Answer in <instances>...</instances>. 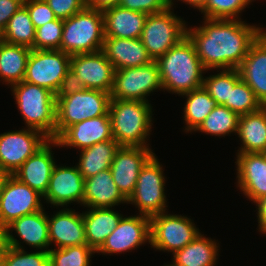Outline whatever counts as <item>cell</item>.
<instances>
[{
	"label": "cell",
	"instance_id": "41",
	"mask_svg": "<svg viewBox=\"0 0 266 266\" xmlns=\"http://www.w3.org/2000/svg\"><path fill=\"white\" fill-rule=\"evenodd\" d=\"M23 5L27 8L36 29L56 19L45 0H24Z\"/></svg>",
	"mask_w": 266,
	"mask_h": 266
},
{
	"label": "cell",
	"instance_id": "48",
	"mask_svg": "<svg viewBox=\"0 0 266 266\" xmlns=\"http://www.w3.org/2000/svg\"><path fill=\"white\" fill-rule=\"evenodd\" d=\"M175 0H171V7H173ZM179 1V0H178ZM183 1L185 4H188L194 9H198L200 12L205 8L206 4L208 3V0H180Z\"/></svg>",
	"mask_w": 266,
	"mask_h": 266
},
{
	"label": "cell",
	"instance_id": "35",
	"mask_svg": "<svg viewBox=\"0 0 266 266\" xmlns=\"http://www.w3.org/2000/svg\"><path fill=\"white\" fill-rule=\"evenodd\" d=\"M6 243L2 266H49L48 252H26L13 234H6Z\"/></svg>",
	"mask_w": 266,
	"mask_h": 266
},
{
	"label": "cell",
	"instance_id": "42",
	"mask_svg": "<svg viewBox=\"0 0 266 266\" xmlns=\"http://www.w3.org/2000/svg\"><path fill=\"white\" fill-rule=\"evenodd\" d=\"M119 5L132 11L154 14L171 7V0H121Z\"/></svg>",
	"mask_w": 266,
	"mask_h": 266
},
{
	"label": "cell",
	"instance_id": "26",
	"mask_svg": "<svg viewBox=\"0 0 266 266\" xmlns=\"http://www.w3.org/2000/svg\"><path fill=\"white\" fill-rule=\"evenodd\" d=\"M13 230L23 243L36 248L34 250H50L48 218L44 209L13 220L6 226V234H12Z\"/></svg>",
	"mask_w": 266,
	"mask_h": 266
},
{
	"label": "cell",
	"instance_id": "36",
	"mask_svg": "<svg viewBox=\"0 0 266 266\" xmlns=\"http://www.w3.org/2000/svg\"><path fill=\"white\" fill-rule=\"evenodd\" d=\"M240 78L238 69H221L219 73L205 77L202 86L217 105L230 109V87H234Z\"/></svg>",
	"mask_w": 266,
	"mask_h": 266
},
{
	"label": "cell",
	"instance_id": "27",
	"mask_svg": "<svg viewBox=\"0 0 266 266\" xmlns=\"http://www.w3.org/2000/svg\"><path fill=\"white\" fill-rule=\"evenodd\" d=\"M83 212L87 245L97 251L117 227L123 215L109 208H89Z\"/></svg>",
	"mask_w": 266,
	"mask_h": 266
},
{
	"label": "cell",
	"instance_id": "43",
	"mask_svg": "<svg viewBox=\"0 0 266 266\" xmlns=\"http://www.w3.org/2000/svg\"><path fill=\"white\" fill-rule=\"evenodd\" d=\"M57 19H68L83 10L85 0H45Z\"/></svg>",
	"mask_w": 266,
	"mask_h": 266
},
{
	"label": "cell",
	"instance_id": "15",
	"mask_svg": "<svg viewBox=\"0 0 266 266\" xmlns=\"http://www.w3.org/2000/svg\"><path fill=\"white\" fill-rule=\"evenodd\" d=\"M151 148L120 146L115 153L110 171L113 181L128 200L134 193L139 172L155 154Z\"/></svg>",
	"mask_w": 266,
	"mask_h": 266
},
{
	"label": "cell",
	"instance_id": "49",
	"mask_svg": "<svg viewBox=\"0 0 266 266\" xmlns=\"http://www.w3.org/2000/svg\"><path fill=\"white\" fill-rule=\"evenodd\" d=\"M6 246V227L0 225V252H4Z\"/></svg>",
	"mask_w": 266,
	"mask_h": 266
},
{
	"label": "cell",
	"instance_id": "4",
	"mask_svg": "<svg viewBox=\"0 0 266 266\" xmlns=\"http://www.w3.org/2000/svg\"><path fill=\"white\" fill-rule=\"evenodd\" d=\"M10 87L26 128L39 130L49 139H55V94L44 87L26 81Z\"/></svg>",
	"mask_w": 266,
	"mask_h": 266
},
{
	"label": "cell",
	"instance_id": "5",
	"mask_svg": "<svg viewBox=\"0 0 266 266\" xmlns=\"http://www.w3.org/2000/svg\"><path fill=\"white\" fill-rule=\"evenodd\" d=\"M105 39L103 12L85 7L63 20L60 50L72 56L103 49Z\"/></svg>",
	"mask_w": 266,
	"mask_h": 266
},
{
	"label": "cell",
	"instance_id": "13",
	"mask_svg": "<svg viewBox=\"0 0 266 266\" xmlns=\"http://www.w3.org/2000/svg\"><path fill=\"white\" fill-rule=\"evenodd\" d=\"M49 138L41 131L24 128L0 134V163L12 175Z\"/></svg>",
	"mask_w": 266,
	"mask_h": 266
},
{
	"label": "cell",
	"instance_id": "6",
	"mask_svg": "<svg viewBox=\"0 0 266 266\" xmlns=\"http://www.w3.org/2000/svg\"><path fill=\"white\" fill-rule=\"evenodd\" d=\"M110 93L84 89L56 100L55 139L69 126L98 116L109 115Z\"/></svg>",
	"mask_w": 266,
	"mask_h": 266
},
{
	"label": "cell",
	"instance_id": "20",
	"mask_svg": "<svg viewBox=\"0 0 266 266\" xmlns=\"http://www.w3.org/2000/svg\"><path fill=\"white\" fill-rule=\"evenodd\" d=\"M237 187L253 203L266 195V153H237Z\"/></svg>",
	"mask_w": 266,
	"mask_h": 266
},
{
	"label": "cell",
	"instance_id": "8",
	"mask_svg": "<svg viewBox=\"0 0 266 266\" xmlns=\"http://www.w3.org/2000/svg\"><path fill=\"white\" fill-rule=\"evenodd\" d=\"M154 154L142 167L134 193L127 200L140 214L151 217L166 212L165 176L163 166Z\"/></svg>",
	"mask_w": 266,
	"mask_h": 266
},
{
	"label": "cell",
	"instance_id": "32",
	"mask_svg": "<svg viewBox=\"0 0 266 266\" xmlns=\"http://www.w3.org/2000/svg\"><path fill=\"white\" fill-rule=\"evenodd\" d=\"M181 96L187 98L183 111V120H185L186 123L185 132H193L217 104L203 86Z\"/></svg>",
	"mask_w": 266,
	"mask_h": 266
},
{
	"label": "cell",
	"instance_id": "40",
	"mask_svg": "<svg viewBox=\"0 0 266 266\" xmlns=\"http://www.w3.org/2000/svg\"><path fill=\"white\" fill-rule=\"evenodd\" d=\"M63 33V20L55 19L38 27L35 32V50H60Z\"/></svg>",
	"mask_w": 266,
	"mask_h": 266
},
{
	"label": "cell",
	"instance_id": "21",
	"mask_svg": "<svg viewBox=\"0 0 266 266\" xmlns=\"http://www.w3.org/2000/svg\"><path fill=\"white\" fill-rule=\"evenodd\" d=\"M48 218L50 245L66 248L75 245H87L85 224L82 213L63 208Z\"/></svg>",
	"mask_w": 266,
	"mask_h": 266
},
{
	"label": "cell",
	"instance_id": "51",
	"mask_svg": "<svg viewBox=\"0 0 266 266\" xmlns=\"http://www.w3.org/2000/svg\"><path fill=\"white\" fill-rule=\"evenodd\" d=\"M3 255H4V252H0V266H2Z\"/></svg>",
	"mask_w": 266,
	"mask_h": 266
},
{
	"label": "cell",
	"instance_id": "12",
	"mask_svg": "<svg viewBox=\"0 0 266 266\" xmlns=\"http://www.w3.org/2000/svg\"><path fill=\"white\" fill-rule=\"evenodd\" d=\"M43 195L9 175L0 188V225L6 227L13 220L43 210Z\"/></svg>",
	"mask_w": 266,
	"mask_h": 266
},
{
	"label": "cell",
	"instance_id": "37",
	"mask_svg": "<svg viewBox=\"0 0 266 266\" xmlns=\"http://www.w3.org/2000/svg\"><path fill=\"white\" fill-rule=\"evenodd\" d=\"M49 266H91V256L96 253L88 245H75L66 248L50 249Z\"/></svg>",
	"mask_w": 266,
	"mask_h": 266
},
{
	"label": "cell",
	"instance_id": "9",
	"mask_svg": "<svg viewBox=\"0 0 266 266\" xmlns=\"http://www.w3.org/2000/svg\"><path fill=\"white\" fill-rule=\"evenodd\" d=\"M151 248L174 253L199 234V228L187 216L163 212L150 217Z\"/></svg>",
	"mask_w": 266,
	"mask_h": 266
},
{
	"label": "cell",
	"instance_id": "38",
	"mask_svg": "<svg viewBox=\"0 0 266 266\" xmlns=\"http://www.w3.org/2000/svg\"><path fill=\"white\" fill-rule=\"evenodd\" d=\"M262 107L253 90L241 78L230 87V110L234 113L241 116L257 112Z\"/></svg>",
	"mask_w": 266,
	"mask_h": 266
},
{
	"label": "cell",
	"instance_id": "24",
	"mask_svg": "<svg viewBox=\"0 0 266 266\" xmlns=\"http://www.w3.org/2000/svg\"><path fill=\"white\" fill-rule=\"evenodd\" d=\"M127 203L112 178L110 169L103 170L85 179L83 206L109 208Z\"/></svg>",
	"mask_w": 266,
	"mask_h": 266
},
{
	"label": "cell",
	"instance_id": "2",
	"mask_svg": "<svg viewBox=\"0 0 266 266\" xmlns=\"http://www.w3.org/2000/svg\"><path fill=\"white\" fill-rule=\"evenodd\" d=\"M156 63L164 91L181 96L203 85V74L207 70L187 35L159 57Z\"/></svg>",
	"mask_w": 266,
	"mask_h": 266
},
{
	"label": "cell",
	"instance_id": "44",
	"mask_svg": "<svg viewBox=\"0 0 266 266\" xmlns=\"http://www.w3.org/2000/svg\"><path fill=\"white\" fill-rule=\"evenodd\" d=\"M86 89L83 86V80L77 77V74L69 69L60 83L58 90L55 93V99L64 96L75 94L76 92Z\"/></svg>",
	"mask_w": 266,
	"mask_h": 266
},
{
	"label": "cell",
	"instance_id": "29",
	"mask_svg": "<svg viewBox=\"0 0 266 266\" xmlns=\"http://www.w3.org/2000/svg\"><path fill=\"white\" fill-rule=\"evenodd\" d=\"M199 234L183 249L172 253V266H215L218 259L219 245L215 239Z\"/></svg>",
	"mask_w": 266,
	"mask_h": 266
},
{
	"label": "cell",
	"instance_id": "18",
	"mask_svg": "<svg viewBox=\"0 0 266 266\" xmlns=\"http://www.w3.org/2000/svg\"><path fill=\"white\" fill-rule=\"evenodd\" d=\"M114 139L109 115H103L77 122L67 127L55 140L59 147H73L79 150Z\"/></svg>",
	"mask_w": 266,
	"mask_h": 266
},
{
	"label": "cell",
	"instance_id": "28",
	"mask_svg": "<svg viewBox=\"0 0 266 266\" xmlns=\"http://www.w3.org/2000/svg\"><path fill=\"white\" fill-rule=\"evenodd\" d=\"M237 135L242 143L237 153H266V106L241 115Z\"/></svg>",
	"mask_w": 266,
	"mask_h": 266
},
{
	"label": "cell",
	"instance_id": "50",
	"mask_svg": "<svg viewBox=\"0 0 266 266\" xmlns=\"http://www.w3.org/2000/svg\"><path fill=\"white\" fill-rule=\"evenodd\" d=\"M10 174L3 168L0 163V188L4 185L5 180Z\"/></svg>",
	"mask_w": 266,
	"mask_h": 266
},
{
	"label": "cell",
	"instance_id": "3",
	"mask_svg": "<svg viewBox=\"0 0 266 266\" xmlns=\"http://www.w3.org/2000/svg\"><path fill=\"white\" fill-rule=\"evenodd\" d=\"M152 113L149 102L111 99L109 116L113 138L120 146L150 148L147 138L153 125Z\"/></svg>",
	"mask_w": 266,
	"mask_h": 266
},
{
	"label": "cell",
	"instance_id": "46",
	"mask_svg": "<svg viewBox=\"0 0 266 266\" xmlns=\"http://www.w3.org/2000/svg\"><path fill=\"white\" fill-rule=\"evenodd\" d=\"M255 204L258 215V230L266 235V195L258 199Z\"/></svg>",
	"mask_w": 266,
	"mask_h": 266
},
{
	"label": "cell",
	"instance_id": "34",
	"mask_svg": "<svg viewBox=\"0 0 266 266\" xmlns=\"http://www.w3.org/2000/svg\"><path fill=\"white\" fill-rule=\"evenodd\" d=\"M239 115L224 105H216L195 130L210 136L225 137L238 130Z\"/></svg>",
	"mask_w": 266,
	"mask_h": 266
},
{
	"label": "cell",
	"instance_id": "31",
	"mask_svg": "<svg viewBox=\"0 0 266 266\" xmlns=\"http://www.w3.org/2000/svg\"><path fill=\"white\" fill-rule=\"evenodd\" d=\"M31 49L0 39V78L9 85L23 81Z\"/></svg>",
	"mask_w": 266,
	"mask_h": 266
},
{
	"label": "cell",
	"instance_id": "17",
	"mask_svg": "<svg viewBox=\"0 0 266 266\" xmlns=\"http://www.w3.org/2000/svg\"><path fill=\"white\" fill-rule=\"evenodd\" d=\"M85 179L76 166H54L44 200L53 206H69L73 202L83 206Z\"/></svg>",
	"mask_w": 266,
	"mask_h": 266
},
{
	"label": "cell",
	"instance_id": "1",
	"mask_svg": "<svg viewBox=\"0 0 266 266\" xmlns=\"http://www.w3.org/2000/svg\"><path fill=\"white\" fill-rule=\"evenodd\" d=\"M202 26L186 28L204 68L238 69L247 56L250 45L263 32L262 27L241 19L203 18Z\"/></svg>",
	"mask_w": 266,
	"mask_h": 266
},
{
	"label": "cell",
	"instance_id": "47",
	"mask_svg": "<svg viewBox=\"0 0 266 266\" xmlns=\"http://www.w3.org/2000/svg\"><path fill=\"white\" fill-rule=\"evenodd\" d=\"M120 1L121 0H85V5L87 8L103 12L108 8L118 6Z\"/></svg>",
	"mask_w": 266,
	"mask_h": 266
},
{
	"label": "cell",
	"instance_id": "7",
	"mask_svg": "<svg viewBox=\"0 0 266 266\" xmlns=\"http://www.w3.org/2000/svg\"><path fill=\"white\" fill-rule=\"evenodd\" d=\"M169 7L159 13L148 14L141 40L153 61L164 55L186 36V22Z\"/></svg>",
	"mask_w": 266,
	"mask_h": 266
},
{
	"label": "cell",
	"instance_id": "23",
	"mask_svg": "<svg viewBox=\"0 0 266 266\" xmlns=\"http://www.w3.org/2000/svg\"><path fill=\"white\" fill-rule=\"evenodd\" d=\"M102 51L115 70L144 66L153 61L141 38L105 37Z\"/></svg>",
	"mask_w": 266,
	"mask_h": 266
},
{
	"label": "cell",
	"instance_id": "11",
	"mask_svg": "<svg viewBox=\"0 0 266 266\" xmlns=\"http://www.w3.org/2000/svg\"><path fill=\"white\" fill-rule=\"evenodd\" d=\"M71 56L61 50L31 49L23 81L44 87L54 94L70 69Z\"/></svg>",
	"mask_w": 266,
	"mask_h": 266
},
{
	"label": "cell",
	"instance_id": "19",
	"mask_svg": "<svg viewBox=\"0 0 266 266\" xmlns=\"http://www.w3.org/2000/svg\"><path fill=\"white\" fill-rule=\"evenodd\" d=\"M52 146H59L55 139H49L12 174L41 195L46 193L52 171L56 165L51 151Z\"/></svg>",
	"mask_w": 266,
	"mask_h": 266
},
{
	"label": "cell",
	"instance_id": "45",
	"mask_svg": "<svg viewBox=\"0 0 266 266\" xmlns=\"http://www.w3.org/2000/svg\"><path fill=\"white\" fill-rule=\"evenodd\" d=\"M24 0H0V34L7 26L10 18L23 5Z\"/></svg>",
	"mask_w": 266,
	"mask_h": 266
},
{
	"label": "cell",
	"instance_id": "22",
	"mask_svg": "<svg viewBox=\"0 0 266 266\" xmlns=\"http://www.w3.org/2000/svg\"><path fill=\"white\" fill-rule=\"evenodd\" d=\"M241 79L266 106V30L250 45L247 56L238 67Z\"/></svg>",
	"mask_w": 266,
	"mask_h": 266
},
{
	"label": "cell",
	"instance_id": "16",
	"mask_svg": "<svg viewBox=\"0 0 266 266\" xmlns=\"http://www.w3.org/2000/svg\"><path fill=\"white\" fill-rule=\"evenodd\" d=\"M70 69L83 80L86 89L111 93L115 69L102 50L72 55Z\"/></svg>",
	"mask_w": 266,
	"mask_h": 266
},
{
	"label": "cell",
	"instance_id": "10",
	"mask_svg": "<svg viewBox=\"0 0 266 266\" xmlns=\"http://www.w3.org/2000/svg\"><path fill=\"white\" fill-rule=\"evenodd\" d=\"M163 90L160 72L156 61L139 66L115 70L111 99L139 100L149 102L155 90Z\"/></svg>",
	"mask_w": 266,
	"mask_h": 266
},
{
	"label": "cell",
	"instance_id": "25",
	"mask_svg": "<svg viewBox=\"0 0 266 266\" xmlns=\"http://www.w3.org/2000/svg\"><path fill=\"white\" fill-rule=\"evenodd\" d=\"M105 37L141 38L148 14L120 5L103 11Z\"/></svg>",
	"mask_w": 266,
	"mask_h": 266
},
{
	"label": "cell",
	"instance_id": "30",
	"mask_svg": "<svg viewBox=\"0 0 266 266\" xmlns=\"http://www.w3.org/2000/svg\"><path fill=\"white\" fill-rule=\"evenodd\" d=\"M119 148V143L111 139L82 149L77 167L83 178L87 179L103 170L110 169Z\"/></svg>",
	"mask_w": 266,
	"mask_h": 266
},
{
	"label": "cell",
	"instance_id": "39",
	"mask_svg": "<svg viewBox=\"0 0 266 266\" xmlns=\"http://www.w3.org/2000/svg\"><path fill=\"white\" fill-rule=\"evenodd\" d=\"M251 0H208L201 11L208 19H241L240 13L251 3Z\"/></svg>",
	"mask_w": 266,
	"mask_h": 266
},
{
	"label": "cell",
	"instance_id": "33",
	"mask_svg": "<svg viewBox=\"0 0 266 266\" xmlns=\"http://www.w3.org/2000/svg\"><path fill=\"white\" fill-rule=\"evenodd\" d=\"M36 28L34 27L27 8L22 5L10 18L7 26L0 34V39L16 45L34 49Z\"/></svg>",
	"mask_w": 266,
	"mask_h": 266
},
{
	"label": "cell",
	"instance_id": "14",
	"mask_svg": "<svg viewBox=\"0 0 266 266\" xmlns=\"http://www.w3.org/2000/svg\"><path fill=\"white\" fill-rule=\"evenodd\" d=\"M146 242L149 244L151 242L150 217L142 214L123 216L96 253L111 255L112 253L129 252Z\"/></svg>",
	"mask_w": 266,
	"mask_h": 266
}]
</instances>
